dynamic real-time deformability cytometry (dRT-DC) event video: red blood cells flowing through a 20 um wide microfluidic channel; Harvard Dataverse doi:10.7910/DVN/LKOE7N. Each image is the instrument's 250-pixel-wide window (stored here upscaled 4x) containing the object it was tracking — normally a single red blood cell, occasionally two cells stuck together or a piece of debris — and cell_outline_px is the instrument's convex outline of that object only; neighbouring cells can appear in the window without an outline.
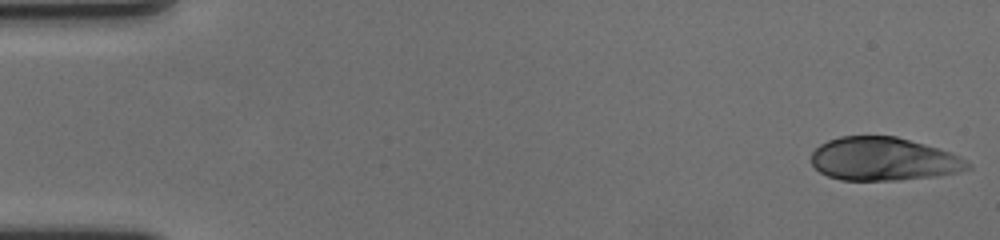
{"species": "human", "species_latin": "Homo sapiens", "temperature_condition": "cold", "stored_images_in_passage": 57, "camera_frame_rate_fps": 3000, "um_per_image_px": 0.085, "donor": {"sex": "female"}, "frame": {"image": 1, "passage_image": 1, "time_ms": 0.0, "image_size_px": [1000, 240], "cell_outline_px": [[972, 168], [956, 172], [936, 176], [896, 180], [840, 180], [828, 176], [820, 172], [812, 164], [812, 152], [820, 144], [828, 140], [840, 136], [896, 136], [952, 152], [960, 156], [972, 164]], "centroid_in_image_um": [75.11, 13.52], "position_along_channel_um": 9.9, "area_um2": 39.48}}
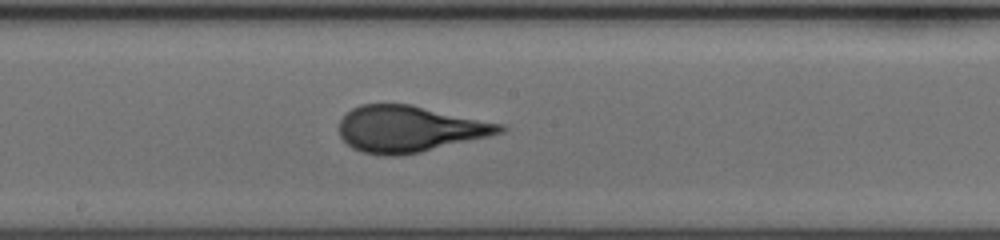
{"frame": {"image": 2, "passage_image": 31, "time_ms": 10.0, "image_size_px": [1000, 240], "cell_outline_px": [[508, 128], [504, 132], [488, 136], [420, 152], [400, 156], [384, 156], [360, 152], [352, 148], [340, 136], [340, 120], [352, 108], [360, 104], [412, 104], [504, 124]], "centroid_in_image_um": [34.81, 10.96], "position_along_channel_um": 213.4, "area_um2": 43.47}}
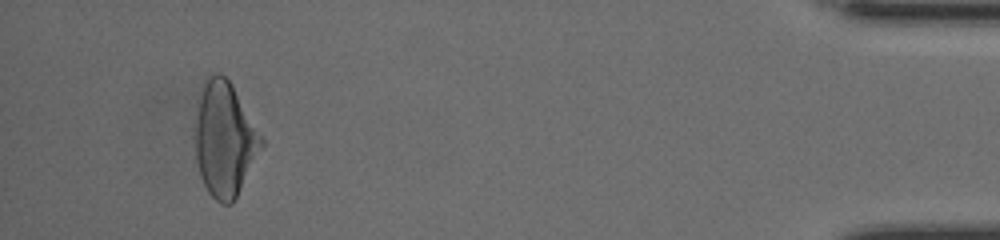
{"frame": {"image": 3, "passage_image": 54, "time_ms": 17.667, "image_size_px": [1000, 240], "cell_outline_px": [[264, 144], [232, 204], [220, 204], [208, 192], [200, 176], [196, 160], [196, 120], [204, 80], [208, 76], [216, 72], [220, 72], [228, 80], [264, 140]], "centroid_in_image_um": [19.09, 11.88], "position_along_channel_um": 416.1, "area_um2": 43.18}, "authors_computed_cell_mechanics": {"area_um2": 42.6564, "velocity_mm_per_s": 3.5527, "shape_relaxation_time_tau1_ms": 4.3609, "shape_relaxation_time_tau2_ms": null, "deformation_change_tau1": 0.1735, "deformation_change_tau2": null}}